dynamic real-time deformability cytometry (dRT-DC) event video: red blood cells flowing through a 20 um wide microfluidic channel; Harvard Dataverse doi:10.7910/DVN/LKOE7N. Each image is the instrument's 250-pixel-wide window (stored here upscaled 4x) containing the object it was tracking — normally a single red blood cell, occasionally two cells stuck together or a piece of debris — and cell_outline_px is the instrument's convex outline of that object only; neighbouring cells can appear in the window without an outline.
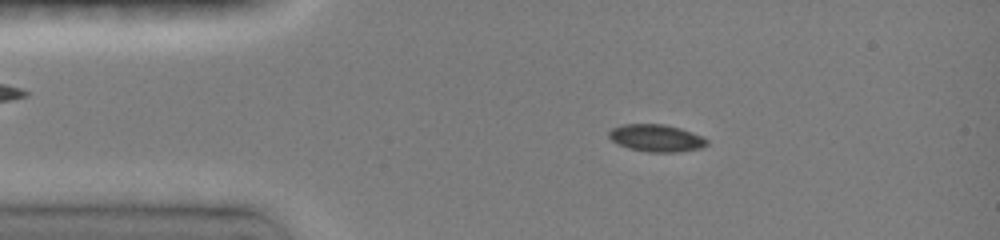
{"species": "common noctule bat (a hibernating species)", "species_latin": "Nyctalus noctula", "temperature_condition": "room temperature", "stored_images_in_passage": 14, "camera_frame_rate_fps": 3000, "um_per_image_px": 0.085, "animal": {"sex": "female", "body_mass_g": 19.0, "forearm_length_mm": 51.5}, "frame": {"image": 1, "passage_image": 5, "time_ms": 2.0, "image_size_px": [1000, 240], "cell_outline_px": [[708, 144], [700, 148], [676, 152], [648, 152], [628, 148], [612, 140], [608, 136], [608, 132], [612, 128], [624, 124], [664, 124], [680, 128], [700, 136], [708, 140]], "centroid_in_image_um": [55.77, 11.73], "position_along_channel_um": 29.2, "area_um2": 15.37}}
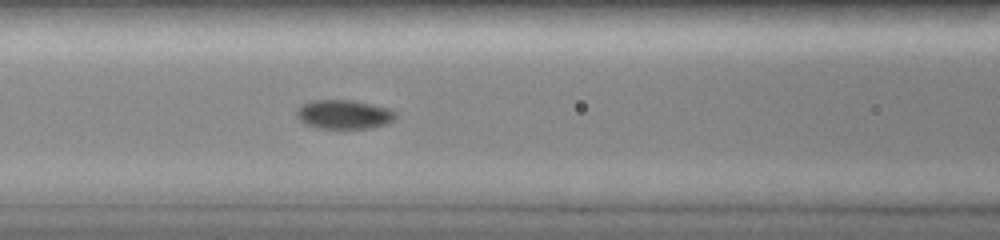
{"frame": {"image": 2, "passage_image": 12, "time_ms": 5.667, "image_size_px": [1000, 240], "cell_outline_px": [[396, 116], [388, 124], [372, 128], [320, 128], [308, 124], [300, 120], [296, 116], [296, 108], [300, 104], [312, 100], [352, 100], [372, 104], [388, 108], [396, 112]], "centroid_in_image_um": [29.23, 9.71], "position_along_channel_um": 137.4, "area_um2": 16.82}}